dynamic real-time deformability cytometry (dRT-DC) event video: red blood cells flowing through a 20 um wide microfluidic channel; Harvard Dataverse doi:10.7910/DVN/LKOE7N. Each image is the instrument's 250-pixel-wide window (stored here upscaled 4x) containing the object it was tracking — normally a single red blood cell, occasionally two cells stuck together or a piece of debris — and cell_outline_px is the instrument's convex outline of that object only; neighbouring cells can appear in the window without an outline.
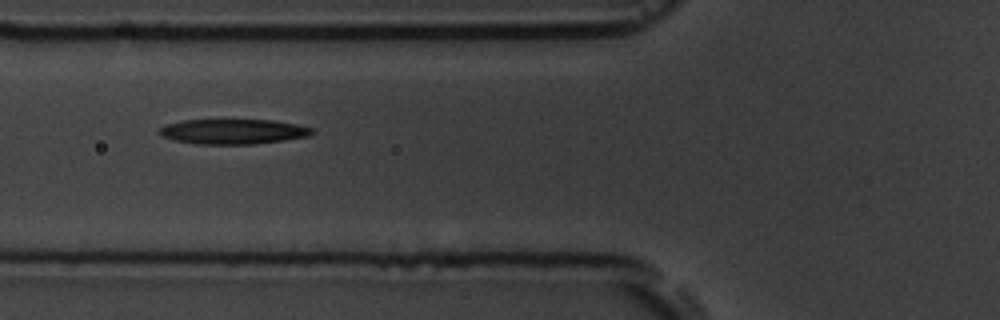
{"species": "common noctule bat (a hibernating species)", "species_latin": "Nyctalus noctula", "temperature_condition": "room temperature", "stored_images_in_passage": 7, "camera_frame_rate_fps": 3000, "um_per_image_px": 0.085, "animal": {"sex": "male", "body_mass_g": 19.5, "forearm_length_mm": 54.6}, "frame": {"image": 1, "passage_image": 2, "time_ms": 1.333, "image_size_px": [1000, 320], "cell_outline_px": [[316, 132], [308, 136], [284, 140], [256, 144], [196, 144], [176, 140], [160, 136], [156, 132], [164, 124], [184, 120], [272, 120], [296, 124], [312, 128]], "centroid_in_image_um": [19.79, 11.18], "position_along_channel_um": 106.0, "area_um2": 22.37}}
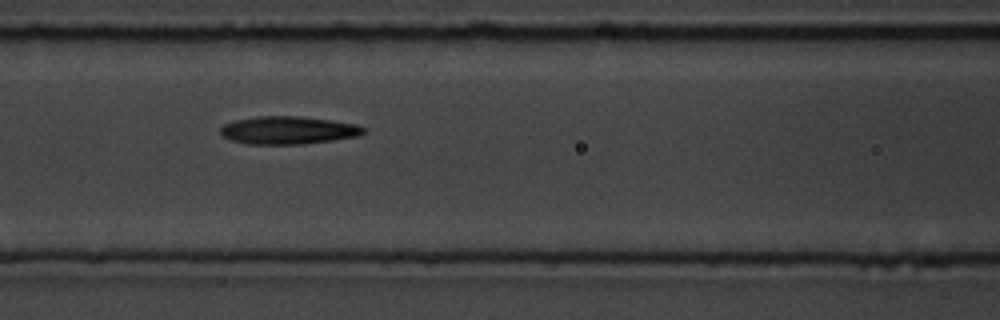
{"frame": {"image": 2, "passage_image": 3, "time_ms": 2.333, "image_size_px": [1000, 320], "cell_outline_px": [[368, 132], [360, 136], [332, 140], [300, 144], [248, 144], [232, 140], [220, 136], [220, 128], [224, 124], [236, 120], [256, 116], [300, 116], [356, 124], [368, 128]], "centroid_in_image_um": [24.52, 11.07], "position_along_channel_um": 142.1, "area_um2": 23.35}}